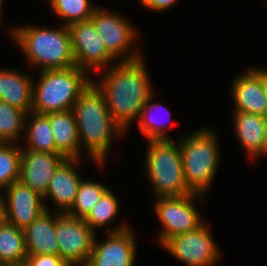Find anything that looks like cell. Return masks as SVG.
I'll return each mask as SVG.
<instances>
[{
  "mask_svg": "<svg viewBox=\"0 0 267 266\" xmlns=\"http://www.w3.org/2000/svg\"><path fill=\"white\" fill-rule=\"evenodd\" d=\"M2 6H3V0H0V19L2 18Z\"/></svg>",
  "mask_w": 267,
  "mask_h": 266,
  "instance_id": "e575fe53",
  "label": "cell"
},
{
  "mask_svg": "<svg viewBox=\"0 0 267 266\" xmlns=\"http://www.w3.org/2000/svg\"><path fill=\"white\" fill-rule=\"evenodd\" d=\"M203 197L205 196L201 194L190 193L156 198L154 210L163 226L157 237L160 245L163 246L169 239L193 231L204 223L194 205V200H203Z\"/></svg>",
  "mask_w": 267,
  "mask_h": 266,
  "instance_id": "52a82bcc",
  "label": "cell"
},
{
  "mask_svg": "<svg viewBox=\"0 0 267 266\" xmlns=\"http://www.w3.org/2000/svg\"><path fill=\"white\" fill-rule=\"evenodd\" d=\"M118 211V199L109 188L83 220L97 233L95 229L98 227L103 228L107 223L110 224L115 220L114 218L118 215Z\"/></svg>",
  "mask_w": 267,
  "mask_h": 266,
  "instance_id": "83f0119b",
  "label": "cell"
},
{
  "mask_svg": "<svg viewBox=\"0 0 267 266\" xmlns=\"http://www.w3.org/2000/svg\"><path fill=\"white\" fill-rule=\"evenodd\" d=\"M0 266H28L26 261L19 262V263H6V264H0Z\"/></svg>",
  "mask_w": 267,
  "mask_h": 266,
  "instance_id": "4dcf8cb0",
  "label": "cell"
},
{
  "mask_svg": "<svg viewBox=\"0 0 267 266\" xmlns=\"http://www.w3.org/2000/svg\"><path fill=\"white\" fill-rule=\"evenodd\" d=\"M234 130L244 150L254 162L257 157L265 156L264 128L266 117L259 114L234 111Z\"/></svg>",
  "mask_w": 267,
  "mask_h": 266,
  "instance_id": "d6986e66",
  "label": "cell"
},
{
  "mask_svg": "<svg viewBox=\"0 0 267 266\" xmlns=\"http://www.w3.org/2000/svg\"><path fill=\"white\" fill-rule=\"evenodd\" d=\"M62 266H74V265H71V264H68V263H64Z\"/></svg>",
  "mask_w": 267,
  "mask_h": 266,
  "instance_id": "d590c367",
  "label": "cell"
},
{
  "mask_svg": "<svg viewBox=\"0 0 267 266\" xmlns=\"http://www.w3.org/2000/svg\"><path fill=\"white\" fill-rule=\"evenodd\" d=\"M145 8L152 11H164L175 5L177 0H139Z\"/></svg>",
  "mask_w": 267,
  "mask_h": 266,
  "instance_id": "f546056e",
  "label": "cell"
},
{
  "mask_svg": "<svg viewBox=\"0 0 267 266\" xmlns=\"http://www.w3.org/2000/svg\"><path fill=\"white\" fill-rule=\"evenodd\" d=\"M27 256L23 230L3 219L0 222V264L23 262Z\"/></svg>",
  "mask_w": 267,
  "mask_h": 266,
  "instance_id": "7402d4cb",
  "label": "cell"
},
{
  "mask_svg": "<svg viewBox=\"0 0 267 266\" xmlns=\"http://www.w3.org/2000/svg\"><path fill=\"white\" fill-rule=\"evenodd\" d=\"M108 189L102 183L82 180L75 201L66 214L84 219Z\"/></svg>",
  "mask_w": 267,
  "mask_h": 266,
  "instance_id": "603a6c76",
  "label": "cell"
},
{
  "mask_svg": "<svg viewBox=\"0 0 267 266\" xmlns=\"http://www.w3.org/2000/svg\"><path fill=\"white\" fill-rule=\"evenodd\" d=\"M26 113L0 100V143H17L25 127Z\"/></svg>",
  "mask_w": 267,
  "mask_h": 266,
  "instance_id": "d4e9b609",
  "label": "cell"
},
{
  "mask_svg": "<svg viewBox=\"0 0 267 266\" xmlns=\"http://www.w3.org/2000/svg\"><path fill=\"white\" fill-rule=\"evenodd\" d=\"M81 159H65L55 170L43 200L51 198L60 213H66L73 205L83 180L77 171ZM77 167H76V166Z\"/></svg>",
  "mask_w": 267,
  "mask_h": 266,
  "instance_id": "2e32d148",
  "label": "cell"
},
{
  "mask_svg": "<svg viewBox=\"0 0 267 266\" xmlns=\"http://www.w3.org/2000/svg\"><path fill=\"white\" fill-rule=\"evenodd\" d=\"M33 80L17 70L0 68V100L30 113L33 109Z\"/></svg>",
  "mask_w": 267,
  "mask_h": 266,
  "instance_id": "ffe728a7",
  "label": "cell"
},
{
  "mask_svg": "<svg viewBox=\"0 0 267 266\" xmlns=\"http://www.w3.org/2000/svg\"><path fill=\"white\" fill-rule=\"evenodd\" d=\"M49 5L53 12L64 22L65 26L89 20L97 8L91 0H50Z\"/></svg>",
  "mask_w": 267,
  "mask_h": 266,
  "instance_id": "cb8c5ba5",
  "label": "cell"
},
{
  "mask_svg": "<svg viewBox=\"0 0 267 266\" xmlns=\"http://www.w3.org/2000/svg\"><path fill=\"white\" fill-rule=\"evenodd\" d=\"M57 211L54 214L59 256L65 263L86 266L96 233L83 219Z\"/></svg>",
  "mask_w": 267,
  "mask_h": 266,
  "instance_id": "ba28073f",
  "label": "cell"
},
{
  "mask_svg": "<svg viewBox=\"0 0 267 266\" xmlns=\"http://www.w3.org/2000/svg\"><path fill=\"white\" fill-rule=\"evenodd\" d=\"M10 32L26 60L33 66H40L39 71L76 66L68 26L63 24L57 29L21 26L13 27Z\"/></svg>",
  "mask_w": 267,
  "mask_h": 266,
  "instance_id": "3957f363",
  "label": "cell"
},
{
  "mask_svg": "<svg viewBox=\"0 0 267 266\" xmlns=\"http://www.w3.org/2000/svg\"><path fill=\"white\" fill-rule=\"evenodd\" d=\"M15 144L0 143V190L19 180L22 147Z\"/></svg>",
  "mask_w": 267,
  "mask_h": 266,
  "instance_id": "484cf974",
  "label": "cell"
},
{
  "mask_svg": "<svg viewBox=\"0 0 267 266\" xmlns=\"http://www.w3.org/2000/svg\"><path fill=\"white\" fill-rule=\"evenodd\" d=\"M264 88H265V94H266V100H267V69L264 68Z\"/></svg>",
  "mask_w": 267,
  "mask_h": 266,
  "instance_id": "836d02e7",
  "label": "cell"
},
{
  "mask_svg": "<svg viewBox=\"0 0 267 266\" xmlns=\"http://www.w3.org/2000/svg\"><path fill=\"white\" fill-rule=\"evenodd\" d=\"M147 142L145 169L157 198L192 193L184 178L179 142H174L173 139Z\"/></svg>",
  "mask_w": 267,
  "mask_h": 266,
  "instance_id": "8992f818",
  "label": "cell"
},
{
  "mask_svg": "<svg viewBox=\"0 0 267 266\" xmlns=\"http://www.w3.org/2000/svg\"><path fill=\"white\" fill-rule=\"evenodd\" d=\"M90 19L97 34L104 42L105 48L114 59L121 58L125 52L128 53L123 54L124 57L122 56L121 62H130L142 58V54L138 51L140 49L132 48L133 42L135 44L137 31L120 14L97 7Z\"/></svg>",
  "mask_w": 267,
  "mask_h": 266,
  "instance_id": "9c48e42d",
  "label": "cell"
},
{
  "mask_svg": "<svg viewBox=\"0 0 267 266\" xmlns=\"http://www.w3.org/2000/svg\"><path fill=\"white\" fill-rule=\"evenodd\" d=\"M235 110L267 117V100L264 88V69L250 68L232 82Z\"/></svg>",
  "mask_w": 267,
  "mask_h": 266,
  "instance_id": "9a60e30c",
  "label": "cell"
},
{
  "mask_svg": "<svg viewBox=\"0 0 267 266\" xmlns=\"http://www.w3.org/2000/svg\"><path fill=\"white\" fill-rule=\"evenodd\" d=\"M65 159L60 153L22 149L19 181L44 197L55 170Z\"/></svg>",
  "mask_w": 267,
  "mask_h": 266,
  "instance_id": "5bb4252c",
  "label": "cell"
},
{
  "mask_svg": "<svg viewBox=\"0 0 267 266\" xmlns=\"http://www.w3.org/2000/svg\"><path fill=\"white\" fill-rule=\"evenodd\" d=\"M94 83L104 94L108 110L115 123L125 131L138 120L153 87L143 58L116 62Z\"/></svg>",
  "mask_w": 267,
  "mask_h": 266,
  "instance_id": "6da1fadb",
  "label": "cell"
},
{
  "mask_svg": "<svg viewBox=\"0 0 267 266\" xmlns=\"http://www.w3.org/2000/svg\"><path fill=\"white\" fill-rule=\"evenodd\" d=\"M3 196L4 220L24 230L48 207L43 197L19 180L9 185Z\"/></svg>",
  "mask_w": 267,
  "mask_h": 266,
  "instance_id": "4fadbf2b",
  "label": "cell"
},
{
  "mask_svg": "<svg viewBox=\"0 0 267 266\" xmlns=\"http://www.w3.org/2000/svg\"><path fill=\"white\" fill-rule=\"evenodd\" d=\"M55 149L66 159H81L80 141L72 109L49 113Z\"/></svg>",
  "mask_w": 267,
  "mask_h": 266,
  "instance_id": "e0dca14e",
  "label": "cell"
},
{
  "mask_svg": "<svg viewBox=\"0 0 267 266\" xmlns=\"http://www.w3.org/2000/svg\"><path fill=\"white\" fill-rule=\"evenodd\" d=\"M107 233L108 238L101 243L95 236L86 266H134L136 244L131 228L123 223Z\"/></svg>",
  "mask_w": 267,
  "mask_h": 266,
  "instance_id": "7c38bea8",
  "label": "cell"
},
{
  "mask_svg": "<svg viewBox=\"0 0 267 266\" xmlns=\"http://www.w3.org/2000/svg\"><path fill=\"white\" fill-rule=\"evenodd\" d=\"M72 53L75 64L81 70L95 72L104 66L109 68L114 58L108 53L104 42L97 34L91 19L69 26ZM93 69V70H92Z\"/></svg>",
  "mask_w": 267,
  "mask_h": 266,
  "instance_id": "8fae6325",
  "label": "cell"
},
{
  "mask_svg": "<svg viewBox=\"0 0 267 266\" xmlns=\"http://www.w3.org/2000/svg\"><path fill=\"white\" fill-rule=\"evenodd\" d=\"M190 134L179 142L184 178L192 193L205 195L220 162L218 138L210 128H201Z\"/></svg>",
  "mask_w": 267,
  "mask_h": 266,
  "instance_id": "5b68a950",
  "label": "cell"
},
{
  "mask_svg": "<svg viewBox=\"0 0 267 266\" xmlns=\"http://www.w3.org/2000/svg\"><path fill=\"white\" fill-rule=\"evenodd\" d=\"M28 255L53 254L59 256V247L55 232V215L45 210L24 230Z\"/></svg>",
  "mask_w": 267,
  "mask_h": 266,
  "instance_id": "ac0fdd59",
  "label": "cell"
},
{
  "mask_svg": "<svg viewBox=\"0 0 267 266\" xmlns=\"http://www.w3.org/2000/svg\"><path fill=\"white\" fill-rule=\"evenodd\" d=\"M4 219L3 215V197L0 193V222Z\"/></svg>",
  "mask_w": 267,
  "mask_h": 266,
  "instance_id": "d6a6232c",
  "label": "cell"
},
{
  "mask_svg": "<svg viewBox=\"0 0 267 266\" xmlns=\"http://www.w3.org/2000/svg\"><path fill=\"white\" fill-rule=\"evenodd\" d=\"M72 110L78 127L80 148L84 143L83 149L86 147V152L94 162L103 165L111 150L112 138L114 135L121 136L124 131L112 119L104 94L94 80L80 93Z\"/></svg>",
  "mask_w": 267,
  "mask_h": 266,
  "instance_id": "7a4b0ae2",
  "label": "cell"
},
{
  "mask_svg": "<svg viewBox=\"0 0 267 266\" xmlns=\"http://www.w3.org/2000/svg\"><path fill=\"white\" fill-rule=\"evenodd\" d=\"M28 266H62L65 262L60 256L53 254L28 255L26 258Z\"/></svg>",
  "mask_w": 267,
  "mask_h": 266,
  "instance_id": "f1b7e54d",
  "label": "cell"
},
{
  "mask_svg": "<svg viewBox=\"0 0 267 266\" xmlns=\"http://www.w3.org/2000/svg\"><path fill=\"white\" fill-rule=\"evenodd\" d=\"M154 93L151 97L145 102V105L142 108L141 115L138 121V129L141 133L146 137L147 140H166L170 139L167 135V129L169 128V124L171 121H167L166 123L160 122L159 119L155 116L154 110L161 109L160 103H152ZM152 103V104H151ZM156 111V110H155ZM153 113V114H152ZM156 117V118H155Z\"/></svg>",
  "mask_w": 267,
  "mask_h": 266,
  "instance_id": "4316f807",
  "label": "cell"
},
{
  "mask_svg": "<svg viewBox=\"0 0 267 266\" xmlns=\"http://www.w3.org/2000/svg\"><path fill=\"white\" fill-rule=\"evenodd\" d=\"M200 225L197 229L169 239L163 247L171 256L188 266H212L219 257L216 245L208 226Z\"/></svg>",
  "mask_w": 267,
  "mask_h": 266,
  "instance_id": "30bf717a",
  "label": "cell"
},
{
  "mask_svg": "<svg viewBox=\"0 0 267 266\" xmlns=\"http://www.w3.org/2000/svg\"><path fill=\"white\" fill-rule=\"evenodd\" d=\"M25 122L24 129L27 131V134L25 135L27 146L22 149L37 152L59 153L55 149L52 129L49 122V114H39L31 111L26 114Z\"/></svg>",
  "mask_w": 267,
  "mask_h": 266,
  "instance_id": "44dd1931",
  "label": "cell"
},
{
  "mask_svg": "<svg viewBox=\"0 0 267 266\" xmlns=\"http://www.w3.org/2000/svg\"><path fill=\"white\" fill-rule=\"evenodd\" d=\"M39 72V80L33 82L32 109L39 114L73 109L80 93L92 81L88 73L77 66Z\"/></svg>",
  "mask_w": 267,
  "mask_h": 266,
  "instance_id": "277c9868",
  "label": "cell"
},
{
  "mask_svg": "<svg viewBox=\"0 0 267 266\" xmlns=\"http://www.w3.org/2000/svg\"><path fill=\"white\" fill-rule=\"evenodd\" d=\"M264 140H265V155H267V117H266V123L264 128Z\"/></svg>",
  "mask_w": 267,
  "mask_h": 266,
  "instance_id": "1f68e13d",
  "label": "cell"
}]
</instances>
